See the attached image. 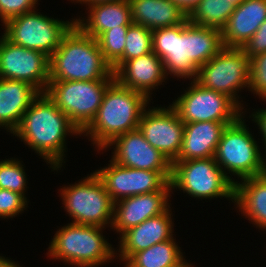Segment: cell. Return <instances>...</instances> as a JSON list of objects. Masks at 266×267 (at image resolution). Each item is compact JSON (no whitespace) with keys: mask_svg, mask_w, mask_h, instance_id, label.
<instances>
[{"mask_svg":"<svg viewBox=\"0 0 266 267\" xmlns=\"http://www.w3.org/2000/svg\"><path fill=\"white\" fill-rule=\"evenodd\" d=\"M153 52L163 61L167 77L195 80L198 68L224 47L221 30L186 20L183 24L152 31Z\"/></svg>","mask_w":266,"mask_h":267,"instance_id":"6da1fadb","label":"cell"},{"mask_svg":"<svg viewBox=\"0 0 266 267\" xmlns=\"http://www.w3.org/2000/svg\"><path fill=\"white\" fill-rule=\"evenodd\" d=\"M13 135L30 147L50 165L52 171H60L66 159V138L80 136V131L56 106L46 92L31 103Z\"/></svg>","mask_w":266,"mask_h":267,"instance_id":"7a4b0ae2","label":"cell"},{"mask_svg":"<svg viewBox=\"0 0 266 267\" xmlns=\"http://www.w3.org/2000/svg\"><path fill=\"white\" fill-rule=\"evenodd\" d=\"M149 102L151 100L144 94L114 79L103 95L95 118L81 135L87 136L99 153L116 137L138 128L144 110L150 106Z\"/></svg>","mask_w":266,"mask_h":267,"instance_id":"3957f363","label":"cell"},{"mask_svg":"<svg viewBox=\"0 0 266 267\" xmlns=\"http://www.w3.org/2000/svg\"><path fill=\"white\" fill-rule=\"evenodd\" d=\"M111 66L104 60L96 38L86 35L76 24L63 36L49 57V81L114 80Z\"/></svg>","mask_w":266,"mask_h":267,"instance_id":"277c9868","label":"cell"},{"mask_svg":"<svg viewBox=\"0 0 266 267\" xmlns=\"http://www.w3.org/2000/svg\"><path fill=\"white\" fill-rule=\"evenodd\" d=\"M105 227L68 223L59 228L49 243L48 258L75 267H99L116 259V248L105 236Z\"/></svg>","mask_w":266,"mask_h":267,"instance_id":"5b68a950","label":"cell"},{"mask_svg":"<svg viewBox=\"0 0 266 267\" xmlns=\"http://www.w3.org/2000/svg\"><path fill=\"white\" fill-rule=\"evenodd\" d=\"M245 114L227 125L217 145L214 159L224 174L235 184L238 180L263 175L266 167V153L253 137L245 122ZM228 174H232L231 176Z\"/></svg>","mask_w":266,"mask_h":267,"instance_id":"8992f818","label":"cell"},{"mask_svg":"<svg viewBox=\"0 0 266 267\" xmlns=\"http://www.w3.org/2000/svg\"><path fill=\"white\" fill-rule=\"evenodd\" d=\"M77 182L64 185L59 191L64 210L73 219L72 223L112 227L114 201L102 181L93 172Z\"/></svg>","mask_w":266,"mask_h":267,"instance_id":"52a82bcc","label":"cell"},{"mask_svg":"<svg viewBox=\"0 0 266 267\" xmlns=\"http://www.w3.org/2000/svg\"><path fill=\"white\" fill-rule=\"evenodd\" d=\"M171 189L200 200L227 198L234 203L235 184L224 174L214 157L173 161Z\"/></svg>","mask_w":266,"mask_h":267,"instance_id":"ba28073f","label":"cell"},{"mask_svg":"<svg viewBox=\"0 0 266 267\" xmlns=\"http://www.w3.org/2000/svg\"><path fill=\"white\" fill-rule=\"evenodd\" d=\"M250 70L251 57L242 48L224 46L198 68L195 81L202 87L226 94L245 110L238 93L249 89Z\"/></svg>","mask_w":266,"mask_h":267,"instance_id":"9c48e42d","label":"cell"},{"mask_svg":"<svg viewBox=\"0 0 266 267\" xmlns=\"http://www.w3.org/2000/svg\"><path fill=\"white\" fill-rule=\"evenodd\" d=\"M69 20L54 19L33 10L2 24L5 29L2 35L14 45L37 50L50 57L75 24L74 18Z\"/></svg>","mask_w":266,"mask_h":267,"instance_id":"30bf717a","label":"cell"},{"mask_svg":"<svg viewBox=\"0 0 266 267\" xmlns=\"http://www.w3.org/2000/svg\"><path fill=\"white\" fill-rule=\"evenodd\" d=\"M112 81H49L46 93L82 133L95 118Z\"/></svg>","mask_w":266,"mask_h":267,"instance_id":"8fae6325","label":"cell"},{"mask_svg":"<svg viewBox=\"0 0 266 267\" xmlns=\"http://www.w3.org/2000/svg\"><path fill=\"white\" fill-rule=\"evenodd\" d=\"M186 89L171 104L184 123L235 122L246 114L232 98L202 87L195 80H191Z\"/></svg>","mask_w":266,"mask_h":267,"instance_id":"7c38bea8","label":"cell"},{"mask_svg":"<svg viewBox=\"0 0 266 267\" xmlns=\"http://www.w3.org/2000/svg\"><path fill=\"white\" fill-rule=\"evenodd\" d=\"M0 78L27 82L41 93L49 85V57L0 36Z\"/></svg>","mask_w":266,"mask_h":267,"instance_id":"4fadbf2b","label":"cell"},{"mask_svg":"<svg viewBox=\"0 0 266 267\" xmlns=\"http://www.w3.org/2000/svg\"><path fill=\"white\" fill-rule=\"evenodd\" d=\"M110 164L94 171L114 202L130 196L156 191H172L170 182L158 171L133 169Z\"/></svg>","mask_w":266,"mask_h":267,"instance_id":"5bb4252c","label":"cell"},{"mask_svg":"<svg viewBox=\"0 0 266 267\" xmlns=\"http://www.w3.org/2000/svg\"><path fill=\"white\" fill-rule=\"evenodd\" d=\"M138 129L146 141L171 163L178 157L182 147L184 122L170 103L167 108L148 106L141 116Z\"/></svg>","mask_w":266,"mask_h":267,"instance_id":"9a60e30c","label":"cell"},{"mask_svg":"<svg viewBox=\"0 0 266 267\" xmlns=\"http://www.w3.org/2000/svg\"><path fill=\"white\" fill-rule=\"evenodd\" d=\"M108 148H113L111 160L116 164L133 169L158 171L170 182L172 163L146 141L138 128L116 137L105 150Z\"/></svg>","mask_w":266,"mask_h":267,"instance_id":"2e32d148","label":"cell"},{"mask_svg":"<svg viewBox=\"0 0 266 267\" xmlns=\"http://www.w3.org/2000/svg\"><path fill=\"white\" fill-rule=\"evenodd\" d=\"M172 193L173 191H156L125 197L114 202L111 229L119 233L120 237L125 231L143 221L166 212L171 205L169 202Z\"/></svg>","mask_w":266,"mask_h":267,"instance_id":"e0dca14e","label":"cell"},{"mask_svg":"<svg viewBox=\"0 0 266 267\" xmlns=\"http://www.w3.org/2000/svg\"><path fill=\"white\" fill-rule=\"evenodd\" d=\"M171 207L164 213L149 218L141 224L125 231L116 248V259L125 262L132 254L149 248L150 246L172 239L174 236V222ZM118 251V252H117Z\"/></svg>","mask_w":266,"mask_h":267,"instance_id":"ac0fdd59","label":"cell"},{"mask_svg":"<svg viewBox=\"0 0 266 267\" xmlns=\"http://www.w3.org/2000/svg\"><path fill=\"white\" fill-rule=\"evenodd\" d=\"M114 76L121 85L144 94L149 100H152L151 92L168 78L162 59L153 51L125 61L114 72Z\"/></svg>","mask_w":266,"mask_h":267,"instance_id":"d6986e66","label":"cell"},{"mask_svg":"<svg viewBox=\"0 0 266 267\" xmlns=\"http://www.w3.org/2000/svg\"><path fill=\"white\" fill-rule=\"evenodd\" d=\"M266 20V0H245L235 7L221 30L225 47L242 48Z\"/></svg>","mask_w":266,"mask_h":267,"instance_id":"ffe728a7","label":"cell"},{"mask_svg":"<svg viewBox=\"0 0 266 267\" xmlns=\"http://www.w3.org/2000/svg\"><path fill=\"white\" fill-rule=\"evenodd\" d=\"M232 123L234 122L184 123L182 147L174 161L214 157L224 129Z\"/></svg>","mask_w":266,"mask_h":267,"instance_id":"44dd1931","label":"cell"},{"mask_svg":"<svg viewBox=\"0 0 266 267\" xmlns=\"http://www.w3.org/2000/svg\"><path fill=\"white\" fill-rule=\"evenodd\" d=\"M40 93L27 82L0 78V128L12 134Z\"/></svg>","mask_w":266,"mask_h":267,"instance_id":"7402d4cb","label":"cell"},{"mask_svg":"<svg viewBox=\"0 0 266 267\" xmlns=\"http://www.w3.org/2000/svg\"><path fill=\"white\" fill-rule=\"evenodd\" d=\"M86 9L87 16L75 18V24L93 38L112 28L130 26L133 23L128 0L97 3L88 5Z\"/></svg>","mask_w":266,"mask_h":267,"instance_id":"603a6c76","label":"cell"},{"mask_svg":"<svg viewBox=\"0 0 266 267\" xmlns=\"http://www.w3.org/2000/svg\"><path fill=\"white\" fill-rule=\"evenodd\" d=\"M132 21L151 31L183 24L185 12L173 0H128Z\"/></svg>","mask_w":266,"mask_h":267,"instance_id":"cb8c5ba5","label":"cell"},{"mask_svg":"<svg viewBox=\"0 0 266 267\" xmlns=\"http://www.w3.org/2000/svg\"><path fill=\"white\" fill-rule=\"evenodd\" d=\"M238 182L235 183V206L256 228L266 230V175Z\"/></svg>","mask_w":266,"mask_h":267,"instance_id":"d4e9b609","label":"cell"},{"mask_svg":"<svg viewBox=\"0 0 266 267\" xmlns=\"http://www.w3.org/2000/svg\"><path fill=\"white\" fill-rule=\"evenodd\" d=\"M176 238L156 243L149 248L132 254L125 267H176L185 258Z\"/></svg>","mask_w":266,"mask_h":267,"instance_id":"484cf974","label":"cell"},{"mask_svg":"<svg viewBox=\"0 0 266 267\" xmlns=\"http://www.w3.org/2000/svg\"><path fill=\"white\" fill-rule=\"evenodd\" d=\"M235 7L230 0H200L187 15V20L198 26L222 30Z\"/></svg>","mask_w":266,"mask_h":267,"instance_id":"4316f807","label":"cell"},{"mask_svg":"<svg viewBox=\"0 0 266 267\" xmlns=\"http://www.w3.org/2000/svg\"><path fill=\"white\" fill-rule=\"evenodd\" d=\"M153 51L152 31L132 23L127 30L123 56L111 67L113 73L125 62Z\"/></svg>","mask_w":266,"mask_h":267,"instance_id":"83f0119b","label":"cell"},{"mask_svg":"<svg viewBox=\"0 0 266 267\" xmlns=\"http://www.w3.org/2000/svg\"><path fill=\"white\" fill-rule=\"evenodd\" d=\"M22 162L13 157L0 161V188L17 192L25 197L28 181Z\"/></svg>","mask_w":266,"mask_h":267,"instance_id":"f1b7e54d","label":"cell"},{"mask_svg":"<svg viewBox=\"0 0 266 267\" xmlns=\"http://www.w3.org/2000/svg\"><path fill=\"white\" fill-rule=\"evenodd\" d=\"M128 27L112 28L96 38L104 60L111 67L123 56Z\"/></svg>","mask_w":266,"mask_h":267,"instance_id":"f546056e","label":"cell"},{"mask_svg":"<svg viewBox=\"0 0 266 267\" xmlns=\"http://www.w3.org/2000/svg\"><path fill=\"white\" fill-rule=\"evenodd\" d=\"M249 91L259 99L266 98V52L251 58Z\"/></svg>","mask_w":266,"mask_h":267,"instance_id":"4dcf8cb0","label":"cell"},{"mask_svg":"<svg viewBox=\"0 0 266 267\" xmlns=\"http://www.w3.org/2000/svg\"><path fill=\"white\" fill-rule=\"evenodd\" d=\"M28 199L17 192L0 188V218L11 219L28 207Z\"/></svg>","mask_w":266,"mask_h":267,"instance_id":"1f68e13d","label":"cell"},{"mask_svg":"<svg viewBox=\"0 0 266 267\" xmlns=\"http://www.w3.org/2000/svg\"><path fill=\"white\" fill-rule=\"evenodd\" d=\"M36 4H39L38 0H0L1 23L4 24L13 17L37 10Z\"/></svg>","mask_w":266,"mask_h":267,"instance_id":"d6a6232c","label":"cell"},{"mask_svg":"<svg viewBox=\"0 0 266 267\" xmlns=\"http://www.w3.org/2000/svg\"><path fill=\"white\" fill-rule=\"evenodd\" d=\"M242 50L251 58L266 52V20L261 23L253 36L244 44Z\"/></svg>","mask_w":266,"mask_h":267,"instance_id":"836d02e7","label":"cell"},{"mask_svg":"<svg viewBox=\"0 0 266 267\" xmlns=\"http://www.w3.org/2000/svg\"><path fill=\"white\" fill-rule=\"evenodd\" d=\"M262 101L266 102V98L261 99ZM249 118H253L252 121L256 123V126L259 128V133L261 134V140L263 146H265L262 149H265L263 153H266V109L265 108H259L252 112V114H249Z\"/></svg>","mask_w":266,"mask_h":267,"instance_id":"e575fe53","label":"cell"},{"mask_svg":"<svg viewBox=\"0 0 266 267\" xmlns=\"http://www.w3.org/2000/svg\"><path fill=\"white\" fill-rule=\"evenodd\" d=\"M188 15L200 0H173Z\"/></svg>","mask_w":266,"mask_h":267,"instance_id":"d590c367","label":"cell"},{"mask_svg":"<svg viewBox=\"0 0 266 267\" xmlns=\"http://www.w3.org/2000/svg\"><path fill=\"white\" fill-rule=\"evenodd\" d=\"M8 259V257H4L0 255V267H22L18 263L13 260Z\"/></svg>","mask_w":266,"mask_h":267,"instance_id":"8d00e7d4","label":"cell"},{"mask_svg":"<svg viewBox=\"0 0 266 267\" xmlns=\"http://www.w3.org/2000/svg\"><path fill=\"white\" fill-rule=\"evenodd\" d=\"M71 2L75 3H80L82 5H86V7L88 5H94L97 3H103V2H111V1H117V0H70Z\"/></svg>","mask_w":266,"mask_h":267,"instance_id":"74e56055","label":"cell"},{"mask_svg":"<svg viewBox=\"0 0 266 267\" xmlns=\"http://www.w3.org/2000/svg\"><path fill=\"white\" fill-rule=\"evenodd\" d=\"M176 267H194V265L191 262L188 263L187 260L185 259L182 263H180Z\"/></svg>","mask_w":266,"mask_h":267,"instance_id":"f35d334b","label":"cell"},{"mask_svg":"<svg viewBox=\"0 0 266 267\" xmlns=\"http://www.w3.org/2000/svg\"><path fill=\"white\" fill-rule=\"evenodd\" d=\"M245 0H230V3H233L234 5L242 4Z\"/></svg>","mask_w":266,"mask_h":267,"instance_id":"ab89813d","label":"cell"}]
</instances>
